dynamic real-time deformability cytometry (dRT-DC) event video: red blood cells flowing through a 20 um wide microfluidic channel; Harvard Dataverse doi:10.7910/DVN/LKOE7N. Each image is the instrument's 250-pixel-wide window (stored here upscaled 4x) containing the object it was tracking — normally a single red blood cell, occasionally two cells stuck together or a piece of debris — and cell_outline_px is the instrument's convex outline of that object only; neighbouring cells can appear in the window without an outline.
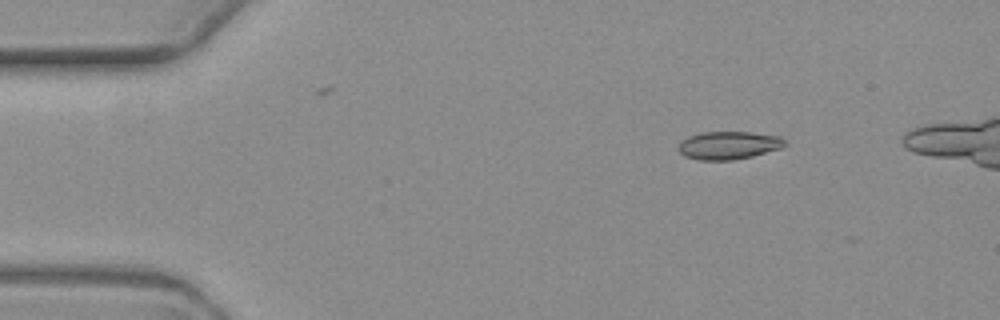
{"species": "common noctule bat (a hibernating species)", "species_latin": "Nyctalus noctula", "temperature_condition": "warm", "stored_images_in_passage": 5, "camera_frame_rate_fps": 3000, "um_per_image_px": 0.085, "animal": {"sex": "female", "body_mass_g": 19.3, "forearm_length_mm": 54.1}, "frame": {"image": 1, "passage_image": 1, "time_ms": 0.0, "image_size_px": [1000, 320], "cell_outline_px": [[788, 144], [780, 148], [752, 156], [732, 160], [700, 160], [684, 156], [676, 148], [680, 140], [688, 136], [700, 132], [752, 132], [780, 136], [788, 140]], "centroid_in_image_um": [61.92, 12.34], "position_along_channel_um": 23.1, "area_um2": 17.63}}
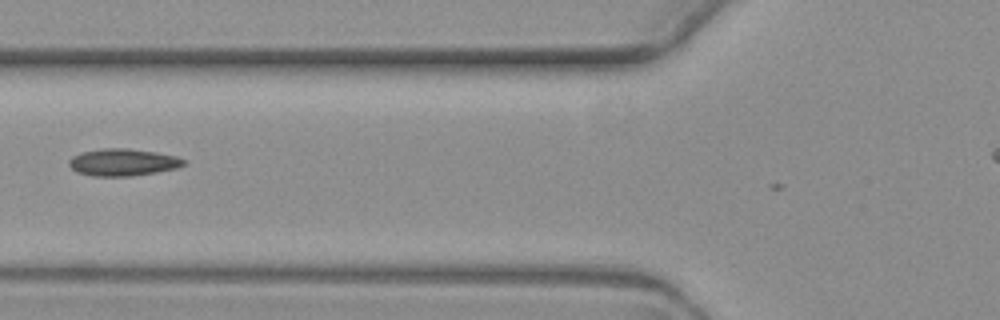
{"frame": {"image": 2, "passage_image": 5, "time_ms": 4.667, "image_size_px": [1000, 320], "cell_outline_px": [[184, 164], [176, 168], [156, 172], [132, 176], [92, 176], [76, 172], [68, 164], [68, 160], [72, 156], [84, 152], [104, 148], [128, 148], [156, 152], [176, 156], [184, 160]], "centroid_in_image_um": [10.41, 13.79], "position_along_channel_um": 115.4, "area_um2": 18.03}}